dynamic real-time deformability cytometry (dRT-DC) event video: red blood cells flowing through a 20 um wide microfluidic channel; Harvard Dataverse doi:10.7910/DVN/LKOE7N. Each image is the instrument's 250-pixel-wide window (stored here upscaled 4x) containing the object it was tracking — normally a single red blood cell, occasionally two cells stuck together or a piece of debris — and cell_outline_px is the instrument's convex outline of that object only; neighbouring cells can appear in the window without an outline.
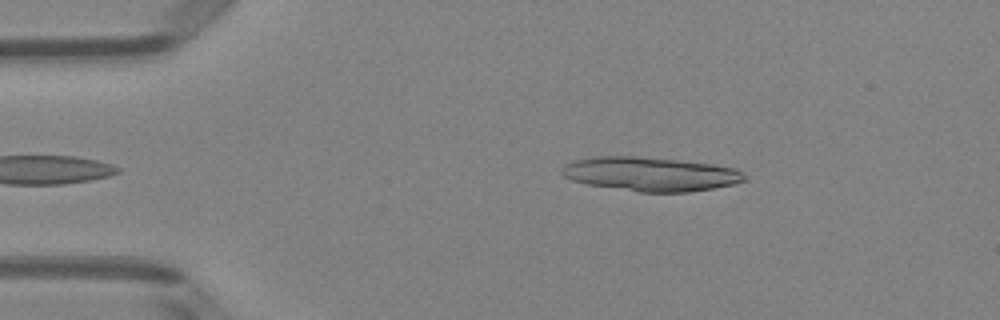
{"species": "Egyptian fruit bat (a non-hibernating species)", "species_latin": "Rousettus aegyptiacus", "temperature_condition": "room temperature", "stored_images_in_passage": 5, "camera_frame_rate_fps": 3000, "um_per_image_px": 0.085, "animal": {"sex": "female"}, "frame": {"image": 1, "passage_image": 5, "time_ms": 1.333, "image_size_px": [1000, 320], "cell_outline_px": [[748, 180], [736, 184], [688, 192], [640, 192], [588, 184], [572, 180], [564, 176], [560, 172], [560, 168], [564, 164], [576, 160], [596, 156], [640, 156], [712, 164], [736, 168], [748, 176]], "centroid_in_image_um": [55.32, 14.79], "position_along_channel_um": 29.7, "area_um2": 36.36}}